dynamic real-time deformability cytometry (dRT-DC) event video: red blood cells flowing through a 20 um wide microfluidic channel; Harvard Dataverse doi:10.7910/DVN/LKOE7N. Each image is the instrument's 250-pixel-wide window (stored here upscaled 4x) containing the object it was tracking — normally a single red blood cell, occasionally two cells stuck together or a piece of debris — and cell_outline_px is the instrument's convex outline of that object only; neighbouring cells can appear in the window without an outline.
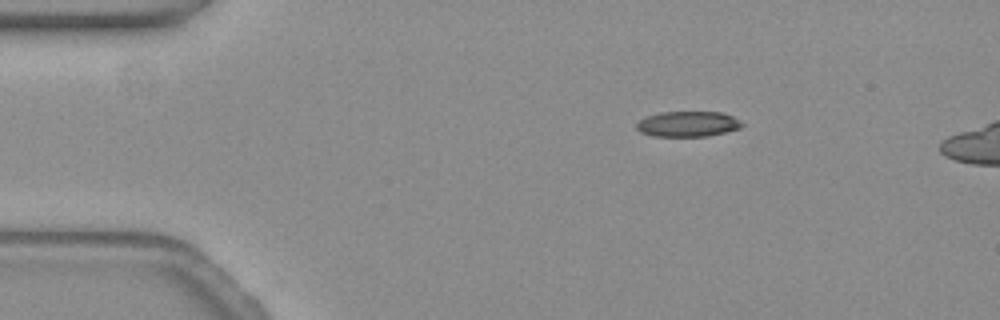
{"species": "common noctule bat (a hibernating species)", "species_latin": "Nyctalus noctula", "temperature_condition": "warm", "stored_images_in_passage": 2, "camera_frame_rate_fps": 3000, "um_per_image_px": 0.085, "animal": {"sex": "female", "body_mass_g": 19.3, "forearm_length_mm": 54.1}, "frame": {"image": 1, "passage_image": 1, "time_ms": 0.0, "image_size_px": [1000, 320], "cell_outline_px": [[744, 124], [740, 128], [724, 132], [704, 136], [656, 136], [640, 132], [636, 128], [636, 124], [640, 120], [648, 116], [660, 112], [720, 112], [732, 116]], "centroid_in_image_um": [58.45, 10.53], "position_along_channel_um": 26.5, "area_um2": 15.37}}